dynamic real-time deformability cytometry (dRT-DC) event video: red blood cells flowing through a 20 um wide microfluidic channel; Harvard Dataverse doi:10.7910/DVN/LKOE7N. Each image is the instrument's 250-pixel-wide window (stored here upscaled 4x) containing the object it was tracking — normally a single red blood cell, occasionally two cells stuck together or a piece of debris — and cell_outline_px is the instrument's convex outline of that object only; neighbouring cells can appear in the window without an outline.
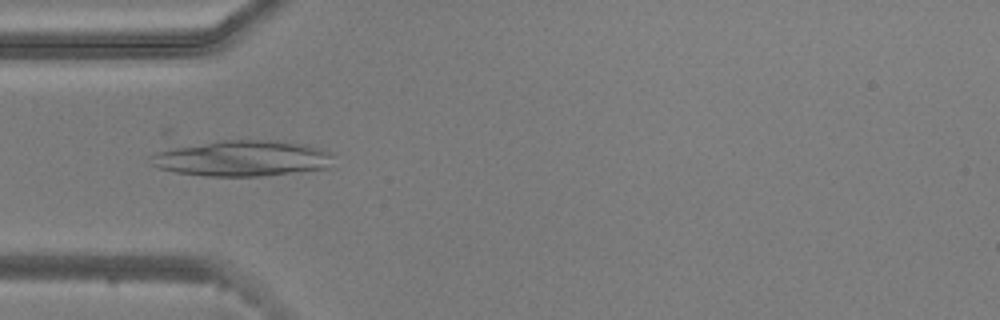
{"species": "common noctule bat (a hibernating species)", "species_latin": "Nyctalus noctula", "temperature_condition": "warm", "stored_images_in_passage": 47, "camera_frame_rate_fps": 3000, "um_per_image_px": 0.085, "animal": {"sex": "male", "body_mass_g": 20.5, "forearm_length_mm": 52.5}, "frame": {"image": 1, "passage_image": 14, "time_ms": 4.333, "image_size_px": [1000, 320], "cell_outline_px": [[336, 168], [260, 176], [204, 176], [176, 172], [156, 168], [152, 164], [148, 156], [164, 148], [216, 140], [276, 140], [304, 144], [320, 148], [332, 152]], "centroid_in_image_um": [20.62, 13.45], "position_along_channel_um": 64.4, "area_um2": 39.25}}
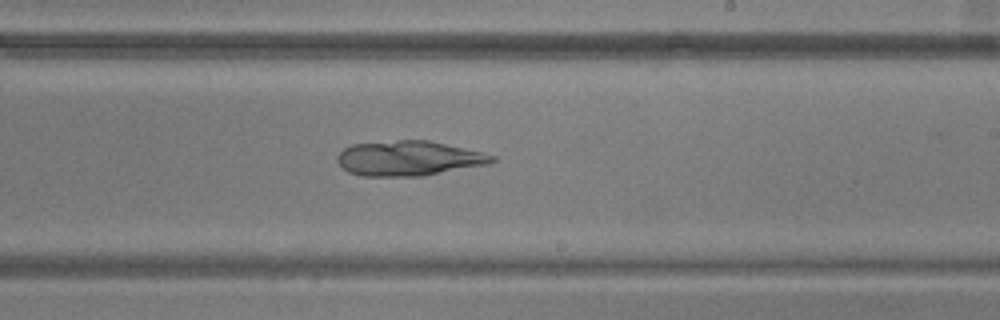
{"frame": {"image": 2, "passage_image": 29, "time_ms": 9.333, "image_size_px": [1000, 320], "cell_outline_px": [[496, 160], [488, 164], [420, 176], [360, 176], [348, 172], [336, 160], [336, 156], [344, 148], [352, 144], [400, 140], [428, 140], [484, 152], [496, 156]], "centroid_in_image_um": [34.74, 13.45], "position_along_channel_um": 254.3, "area_um2": 31.44}}
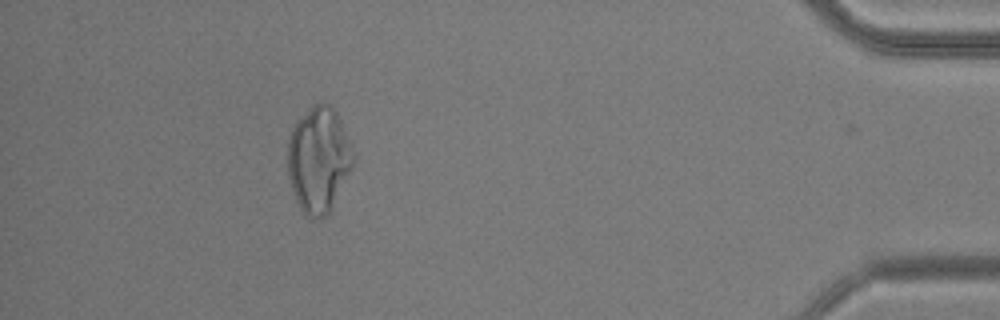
{"frame": {"image": 3, "passage_image": 46, "time_ms": 15.0, "image_size_px": [1000, 320], "cell_outline_px": [[356, 160], [328, 216], [320, 220], [312, 220], [300, 208], [296, 200], [288, 176], [288, 140], [292, 128], [296, 120], [312, 104], [328, 104], [336, 112], [340, 120], [356, 156]], "centroid_in_image_um": [27.09, 13.6], "position_along_channel_um": 408.1, "area_um2": 40.69}}